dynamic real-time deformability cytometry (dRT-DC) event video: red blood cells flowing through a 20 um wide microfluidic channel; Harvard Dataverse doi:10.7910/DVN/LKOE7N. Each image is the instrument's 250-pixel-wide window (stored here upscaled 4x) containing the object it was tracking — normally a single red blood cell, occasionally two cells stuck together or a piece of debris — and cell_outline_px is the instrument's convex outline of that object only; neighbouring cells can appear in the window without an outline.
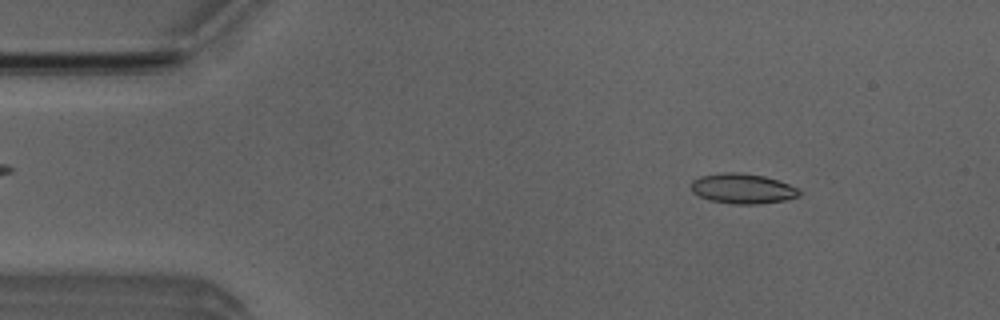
{"species": "Egyptian fruit bat (a non-hibernating species)", "species_latin": "Rousettus aegyptiacus", "temperature_condition": "room temperature", "stored_images_in_passage": 47, "camera_frame_rate_fps": 3000, "um_per_image_px": 0.085, "animal": {"sex": "male"}, "frame": {"image": 1, "passage_image": 1, "time_ms": 0.0, "image_size_px": [1000, 320], "cell_outline_px": [[800, 196], [784, 200], [756, 204], [736, 204], [708, 200], [692, 192], [688, 184], [692, 180], [700, 176], [724, 172], [740, 172], [764, 176], [800, 188]], "centroid_in_image_um": [63.08, 16.02], "position_along_channel_um": 21.9, "area_um2": 19.07}}
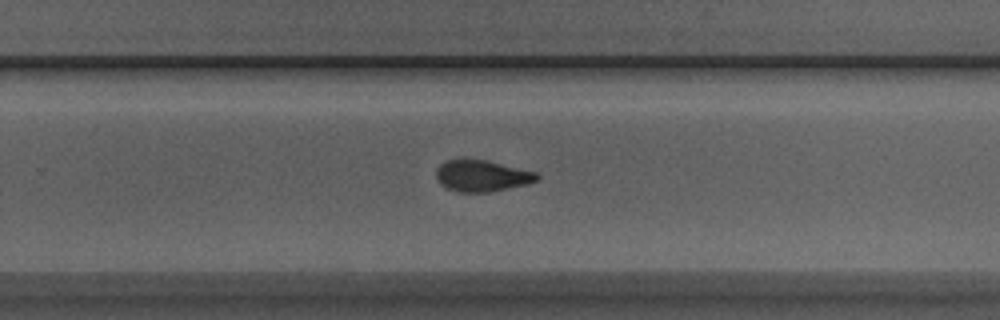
{"frame": {"image": 2, "passage_image": 27, "time_ms": 8.667, "image_size_px": [1000, 320], "cell_outline_px": [[540, 176], [536, 180], [524, 184], [488, 192], [460, 192], [448, 188], [440, 184], [436, 180], [436, 168], [440, 164], [448, 160], [488, 160], [536, 172]], "centroid_in_image_um": [40.92, 14.94], "position_along_channel_um": 288.9, "area_um2": 18.15}}
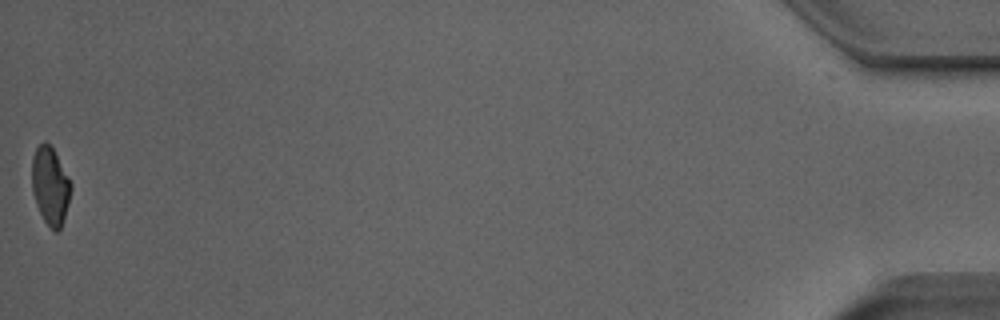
{"frame": {"image": 3, "passage_image": 46, "time_ms": 15.0, "image_size_px": [1000, 320], "cell_outline_px": [[72, 188], [64, 220], [60, 228], [56, 232], [44, 220], [36, 204], [32, 192], [32, 156], [36, 148], [44, 140], [52, 148], [72, 184]], "centroid_in_image_um": [4.27, 15.8], "position_along_channel_um": 430.9, "area_um2": 17.46}, "authors_computed_cell_mechanics": {"area_um2": 18.7272, "velocity_mm_per_s": 3.922, "shape_relaxation_time_tau1_ms": 4.4343, "shape_relaxation_time_tau2_ms": 2.5962, "deformation_change_tau1": 0.1247, "deformation_change_tau2": 0.0886}}